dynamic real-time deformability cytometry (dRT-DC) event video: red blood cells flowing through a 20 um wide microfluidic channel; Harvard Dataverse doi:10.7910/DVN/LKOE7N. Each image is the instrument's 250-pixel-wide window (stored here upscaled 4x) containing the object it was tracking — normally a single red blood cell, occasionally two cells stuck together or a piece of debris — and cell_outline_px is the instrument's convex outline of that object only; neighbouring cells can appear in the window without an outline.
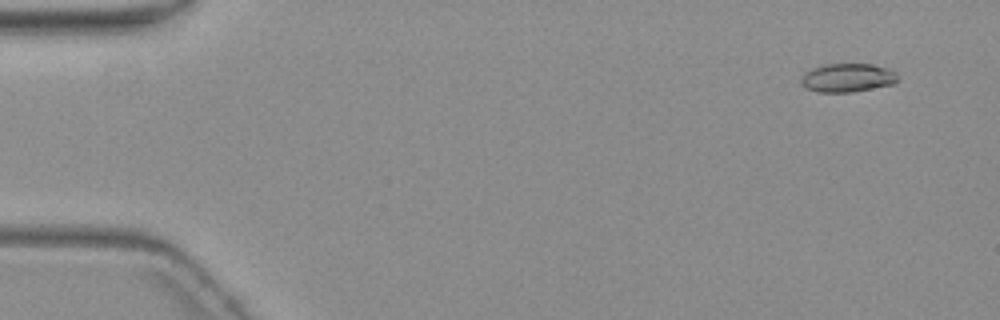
{"species": "common noctule bat (a hibernating species)", "species_latin": "Nyctalus noctula", "temperature_condition": "warm", "stored_images_in_passage": 4, "camera_frame_rate_fps": 3000, "um_per_image_px": 0.085, "animal": {"sex": "female", "body_mass_g": 19.3, "forearm_length_mm": 54.1}, "frame": {"image": 1, "passage_image": 1, "time_ms": 0.0, "image_size_px": [1000, 320], "cell_outline_px": [[896, 80], [892, 84], [852, 92], [820, 92], [804, 88], [800, 84], [800, 76], [804, 72], [812, 68], [824, 64], [872, 64], [888, 68], [896, 72]], "centroid_in_image_um": [71.96, 6.6], "position_along_channel_um": 13.0, "area_um2": 16.18}}